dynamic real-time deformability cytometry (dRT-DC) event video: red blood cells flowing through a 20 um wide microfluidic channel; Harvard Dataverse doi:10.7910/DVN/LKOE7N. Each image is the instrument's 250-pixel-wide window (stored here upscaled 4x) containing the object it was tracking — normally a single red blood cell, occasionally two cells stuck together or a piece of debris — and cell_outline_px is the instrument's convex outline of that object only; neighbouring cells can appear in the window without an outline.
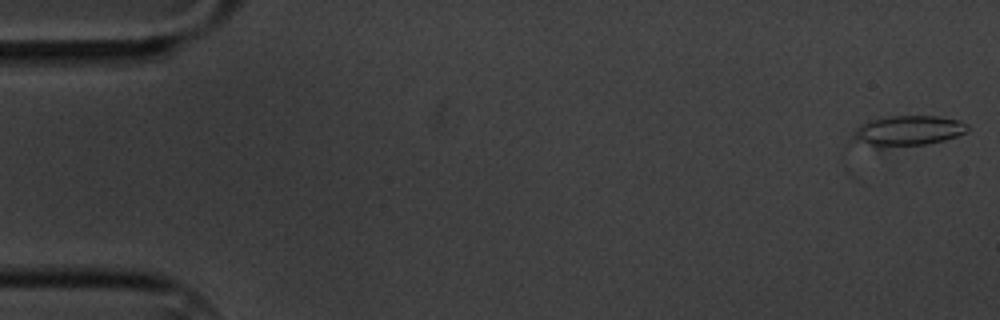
{"species": "common noctule bat (a hibernating species)", "species_latin": "Nyctalus noctula", "temperature_condition": "cold", "stored_images_in_passage": 5, "camera_frame_rate_fps": 3000, "um_per_image_px": 0.085, "animal": {"sex": "male", "body_mass_g": 20.1, "forearm_length_mm": 53.5}, "frame": {"image": 1, "passage_image": 1, "time_ms": 0.0, "image_size_px": [1000, 320], "cell_outline_px": [[968, 128], [964, 132], [956, 136], [944, 140], [928, 144], [880, 152], [848, 144], [848, 140], [852, 132], [860, 124], [872, 120], [892, 116], [936, 116], [960, 120], [968, 124]], "centroid_in_image_um": [76.91, 11.23], "position_along_channel_um": 8.1, "area_um2": 22.08}}